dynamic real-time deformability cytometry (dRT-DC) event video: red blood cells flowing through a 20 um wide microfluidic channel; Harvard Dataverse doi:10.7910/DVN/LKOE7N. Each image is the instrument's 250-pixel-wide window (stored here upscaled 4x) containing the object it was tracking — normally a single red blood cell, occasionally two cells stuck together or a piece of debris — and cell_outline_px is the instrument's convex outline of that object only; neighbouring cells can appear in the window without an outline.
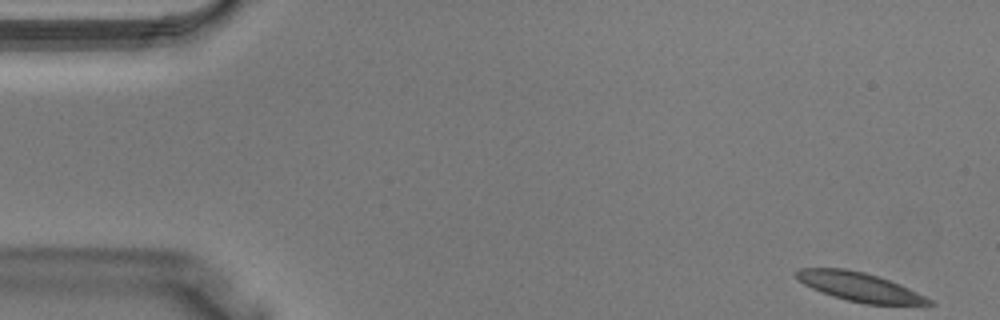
{"species": "Egyptian fruit bat (a non-hibernating species)", "species_latin": "Rousettus aegyptiacus", "temperature_condition": "warm", "stored_images_in_passage": 40, "segment_of_instrument_passage": [1, 2], "camera_frame_rate_fps": 3000, "um_per_image_px": 0.085, "animal": {"sex": "male"}, "frame": {"image": 1, "passage_image": 1, "time_ms": 0.0, "image_size_px": [1000, 320], "cell_outline_px": [[936, 304], [864, 304], [832, 296], [820, 292], [804, 284], [792, 272], [796, 268], [844, 268], [864, 272], [900, 284], [932, 300]], "centroid_in_image_um": [72.99, 24.37], "position_along_channel_um": 12.0, "area_um2": 22.08}}
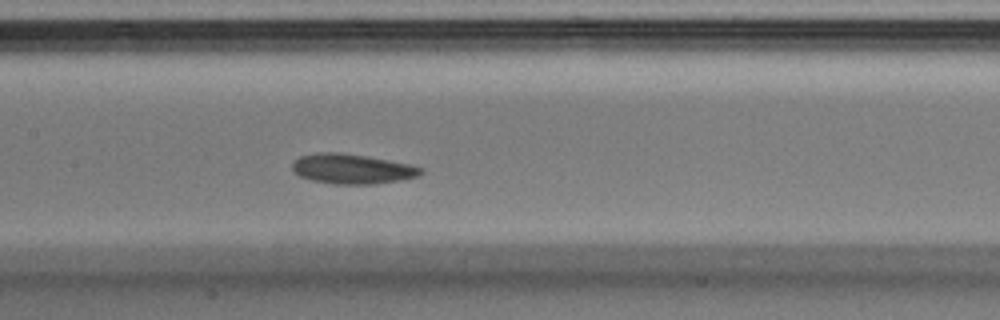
{"frame": {"image": 2, "passage_image": 18, "time_ms": 5.667, "image_size_px": [1000, 320], "cell_outline_px": [[424, 172], [420, 176], [400, 180], [372, 184], [332, 184], [312, 180], [300, 176], [292, 168], [292, 164], [300, 156], [316, 152], [340, 152], [412, 164], [424, 168]], "centroid_in_image_um": [29.97, 14.35], "position_along_channel_um": 177.4, "area_um2": 22.43}}
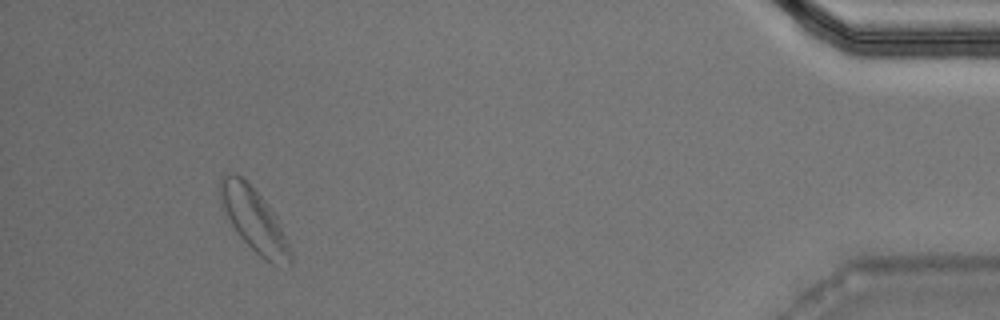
{"frame": {"image": 3, "passage_image": 36, "time_ms": 11.667, "image_size_px": [1000, 320], "cell_outline_px": [[292, 264], [272, 264], [264, 260], [240, 236], [232, 224], [224, 208], [220, 192], [220, 180], [228, 172], [232, 172], [240, 176], [272, 208], [280, 224], [292, 252]], "centroid_in_image_um": [21.64, 18.71], "position_along_channel_um": 413.6, "area_um2": 25.14}}